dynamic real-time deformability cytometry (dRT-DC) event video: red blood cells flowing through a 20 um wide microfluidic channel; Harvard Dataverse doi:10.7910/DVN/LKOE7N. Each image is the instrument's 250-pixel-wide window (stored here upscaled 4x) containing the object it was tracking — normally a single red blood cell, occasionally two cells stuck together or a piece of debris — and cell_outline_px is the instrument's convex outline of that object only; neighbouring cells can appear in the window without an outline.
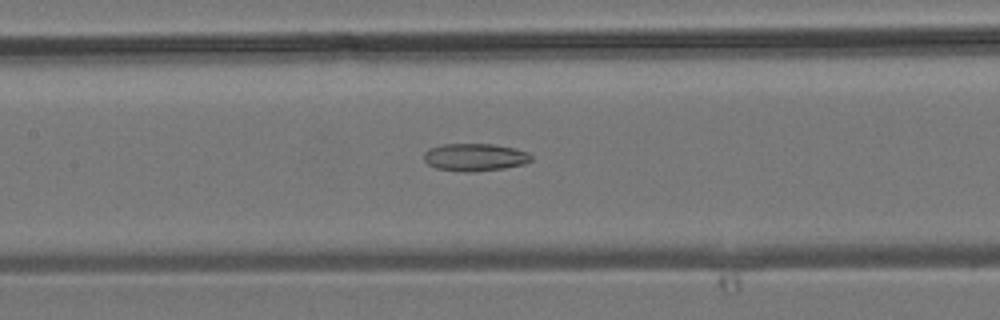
{"species": "common noctule bat (a hibernating species)", "species_latin": "Nyctalus noctula", "temperature_condition": "room temperature", "stored_images_in_passage": 27, "camera_frame_rate_fps": 3000, "um_per_image_px": 0.085, "animal": {"sex": "male", "body_mass_g": 19.2, "forearm_length_mm": 51.8}, "frame": {"image": 1, "passage_image": 12, "time_ms": 3.667, "image_size_px": [1000, 320], "cell_outline_px": [[532, 160], [524, 164], [504, 168], [464, 172], [436, 168], [428, 164], [424, 160], [424, 152], [428, 148], [444, 144], [492, 144], [516, 148], [528, 152], [532, 156]], "centroid_in_image_um": [40.37, 13.35], "position_along_channel_um": 167.0, "area_um2": 17.22}}
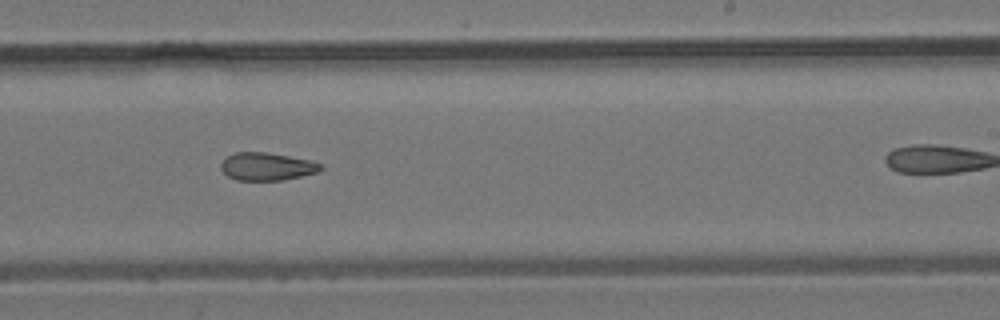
{"frame": {"image": 2, "passage_image": 18, "time_ms": 5.667, "image_size_px": [1000, 320], "cell_outline_px": [[324, 168], [320, 172], [284, 180], [236, 180], [228, 176], [220, 168], [220, 164], [228, 156], [236, 152], [264, 152], [312, 160], [324, 164]], "centroid_in_image_um": [22.75, 14.16], "position_along_channel_um": 266.2, "area_um2": 16.3}}
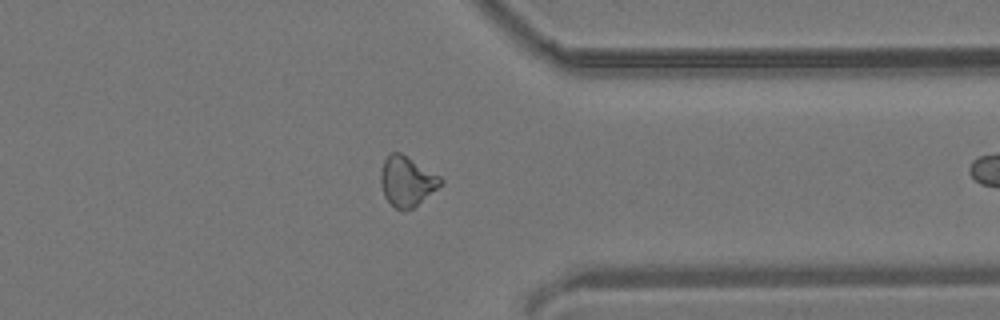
{"frame": {"image": 3, "passage_image": 25, "time_ms": 8.0, "image_size_px": [1000, 320], "cell_outline_px": [[444, 184], [412, 208], [396, 208], [384, 196], [380, 184], [380, 172], [384, 160], [392, 152], [400, 152], [440, 176], [444, 180]], "centroid_in_image_um": [34.59, 15.38], "position_along_channel_um": 376.8, "area_um2": 17.22}}